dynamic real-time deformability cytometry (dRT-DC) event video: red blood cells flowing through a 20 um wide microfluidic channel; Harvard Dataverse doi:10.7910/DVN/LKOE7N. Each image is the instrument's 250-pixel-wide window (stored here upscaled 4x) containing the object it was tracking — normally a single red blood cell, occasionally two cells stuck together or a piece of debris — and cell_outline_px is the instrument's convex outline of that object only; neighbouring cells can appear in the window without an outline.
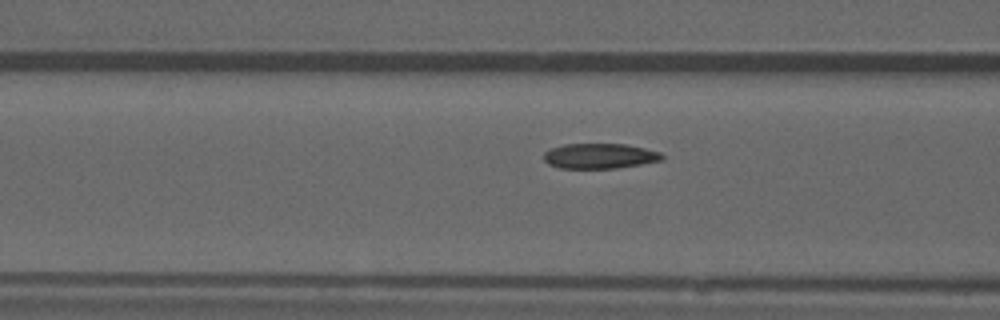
{"species": "common noctule bat (a hibernating species)", "species_latin": "Nyctalus noctula", "temperature_condition": "warm", "stored_images_in_passage": 15, "camera_frame_rate_fps": 3000, "um_per_image_px": 0.085, "animal": {"sex": "male", "forearm_length_mm": 52.5}, "frame": {"image": 1, "passage_image": 13, "time_ms": 4.0, "image_size_px": [1000, 320], "cell_outline_px": [[664, 160], [616, 168], [560, 168], [548, 164], [544, 160], [544, 152], [552, 148], [564, 144], [624, 144], [644, 148], [660, 152], [664, 156]], "centroid_in_image_um": [50.97, 13.26], "position_along_channel_um": 115.6, "area_um2": 17.28}}